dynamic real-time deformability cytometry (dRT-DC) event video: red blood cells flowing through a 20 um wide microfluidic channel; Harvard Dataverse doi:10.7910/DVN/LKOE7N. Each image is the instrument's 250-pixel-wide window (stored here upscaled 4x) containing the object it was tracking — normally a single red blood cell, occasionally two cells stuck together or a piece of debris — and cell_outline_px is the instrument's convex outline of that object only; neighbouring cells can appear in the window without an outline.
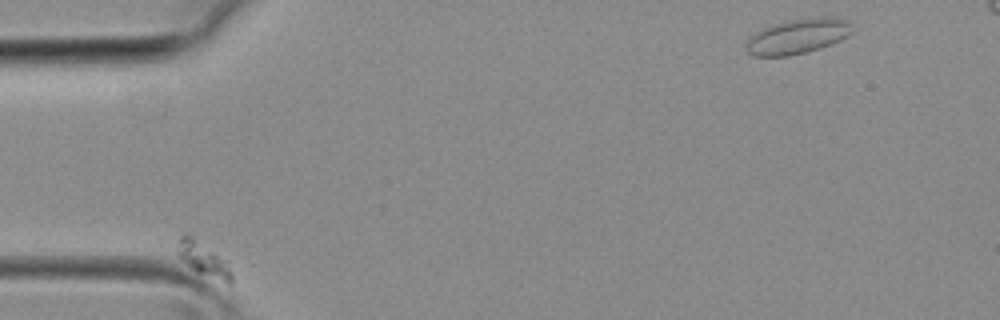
{"species": "common noctule bat (a hibernating species)", "species_latin": "Nyctalus noctula", "temperature_condition": "room temperature", "stored_images_in_passage": 35, "camera_frame_rate_fps": 3000, "um_per_image_px": 0.085, "animal": {"sex": "female", "body_mass_g": 19.3, "forearm_length_mm": 54.1}, "frame": {"image": 1, "passage_image": 2, "time_ms": 0.333, "image_size_px": [1000, 320], "cell_outline_px": [[232, 284], [228, 284], [196, 272], [180, 260], [176, 256], [176, 252], [180, 236], [184, 232], [192, 236], [224, 260], [232, 272]], "centroid_in_image_um": [17.23, 22.04], "position_along_channel_um": 67.8, "area_um2": 10.64}}
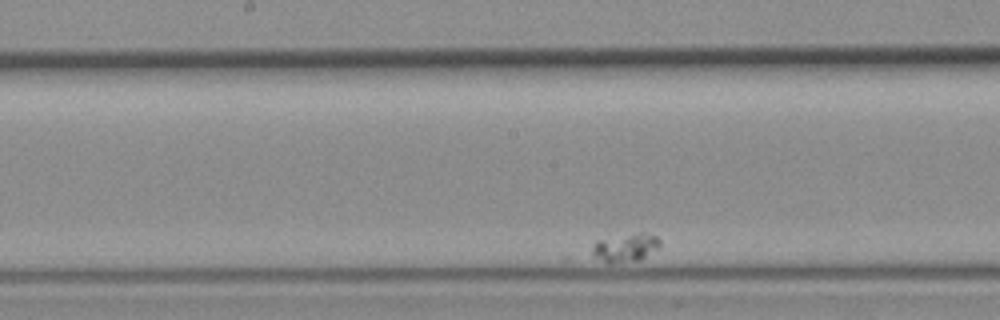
{"frame": {"image": 2, "passage_image": 15, "time_ms": 4.667, "image_size_px": [1000, 320], "cell_outline_px": [[660, 248], [640, 260], [608, 264], [592, 256], [592, 248], [596, 240], [640, 232], [656, 236], [660, 240]], "centroid_in_image_um": [53.16, 21.06], "position_along_channel_um": 195.0, "area_um2": 11.33}}
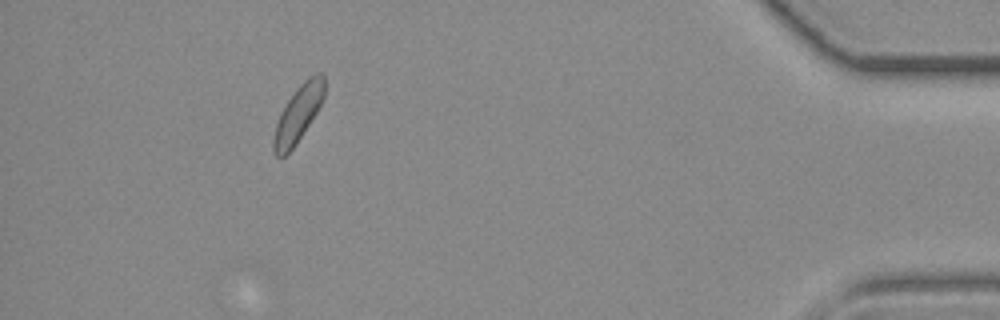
{"frame": {"image": 3, "passage_image": 34, "time_ms": 11.0, "image_size_px": [1000, 320], "cell_outline_px": [[324, 96], [316, 112], [296, 144], [284, 156], [276, 156], [272, 152], [272, 140], [276, 124], [280, 112], [296, 88], [308, 76], [316, 72], [324, 72]], "centroid_in_image_um": [25.32, 9.65], "position_along_channel_um": 409.9, "area_um2": 16.65}}